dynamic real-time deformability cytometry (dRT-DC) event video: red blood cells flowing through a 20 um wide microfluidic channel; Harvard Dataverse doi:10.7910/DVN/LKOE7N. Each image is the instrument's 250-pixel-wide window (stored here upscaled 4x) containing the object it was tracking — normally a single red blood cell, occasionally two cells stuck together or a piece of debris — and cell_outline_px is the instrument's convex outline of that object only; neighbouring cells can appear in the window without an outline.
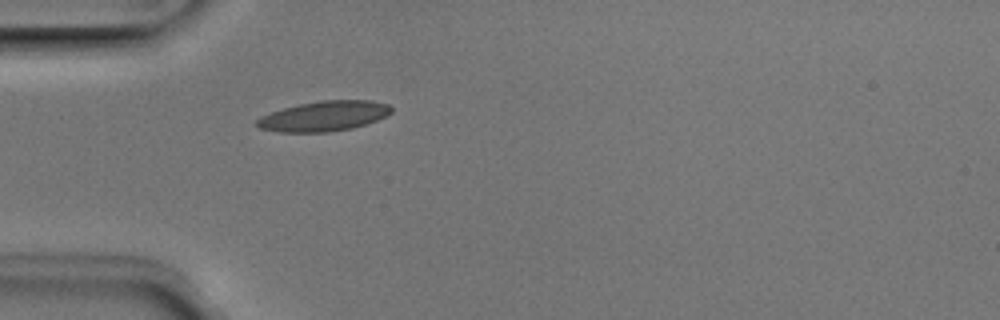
{"species": "Egyptian fruit bat (a non-hibernating species)", "species_latin": "Rousettus aegyptiacus", "temperature_condition": "room temperature", "stored_images_in_passage": 5, "camera_frame_rate_fps": 3000, "um_per_image_px": 0.085, "animal": {"sex": "male"}, "frame": {"image": 1, "passage_image": 5, "time_ms": 1.333, "image_size_px": [1000, 320], "cell_outline_px": [[392, 112], [376, 120], [352, 128], [328, 132], [280, 132], [260, 128], [256, 124], [256, 120], [260, 116], [284, 108], [300, 104], [324, 100], [372, 100], [388, 104], [392, 108]], "centroid_in_image_um": [27.54, 9.87], "position_along_channel_um": 57.5, "area_um2": 23.35}}